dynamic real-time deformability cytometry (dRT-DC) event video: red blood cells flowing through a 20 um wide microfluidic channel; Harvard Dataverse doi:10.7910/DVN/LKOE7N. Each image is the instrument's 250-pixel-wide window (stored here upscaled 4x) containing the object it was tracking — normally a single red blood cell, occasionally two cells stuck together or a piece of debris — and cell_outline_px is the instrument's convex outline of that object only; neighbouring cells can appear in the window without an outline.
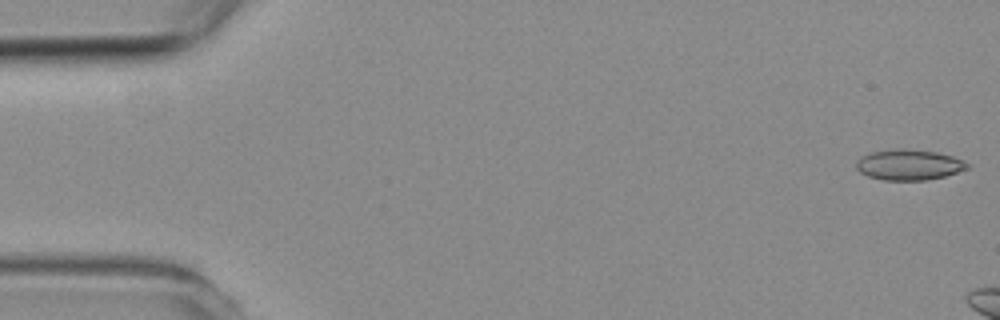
{"species": "common noctule bat (a hibernating species)", "species_latin": "Nyctalus noctula", "temperature_condition": "room temperature", "stored_images_in_passage": 3, "camera_frame_rate_fps": 3000, "um_per_image_px": 0.085, "animal": {"sex": "female", "body_mass_g": 19.3, "forearm_length_mm": 54.1}, "frame": {"image": 1, "passage_image": 1, "time_ms": 0.0, "image_size_px": [1000, 320], "cell_outline_px": [[968, 168], [944, 176], [928, 180], [884, 180], [868, 176], [860, 172], [856, 168], [856, 160], [872, 152], [936, 152], [952, 156], [968, 164]], "centroid_in_image_um": [77.25, 14.07], "position_along_channel_um": 7.7, "area_um2": 18.55}}